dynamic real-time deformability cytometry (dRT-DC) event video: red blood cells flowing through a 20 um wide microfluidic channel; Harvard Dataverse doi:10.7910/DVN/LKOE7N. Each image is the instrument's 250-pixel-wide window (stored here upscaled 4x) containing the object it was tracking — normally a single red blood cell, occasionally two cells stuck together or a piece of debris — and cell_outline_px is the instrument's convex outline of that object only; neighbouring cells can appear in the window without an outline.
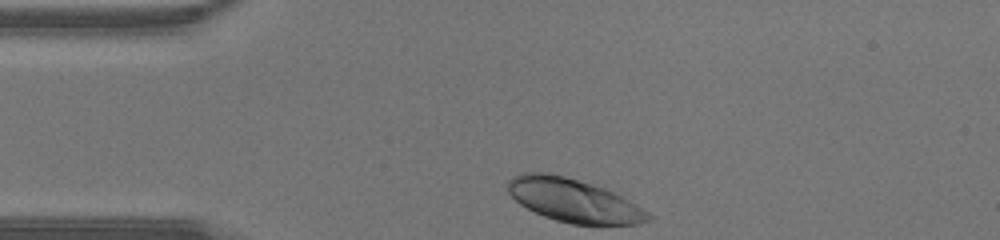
{"species": "human", "species_latin": "Homo sapiens", "temperature_condition": "warm", "stored_images_in_passage": 27, "camera_frame_rate_fps": 3000, "um_per_image_px": 0.085, "donor": {"sex": "male"}, "frame": {"image": 1, "passage_image": 1, "time_ms": 0.0, "image_size_px": [1000, 240], "cell_outline_px": [[652, 216], [648, 220], [636, 224], [572, 224], [556, 220], [544, 216], [520, 204], [508, 192], [508, 180], [512, 176], [520, 172], [544, 172], [564, 176], [592, 184], [604, 188], [636, 204], [648, 212]], "centroid_in_image_um": [48.72, 17.02], "position_along_channel_um": 36.3, "area_um2": 35.03}}
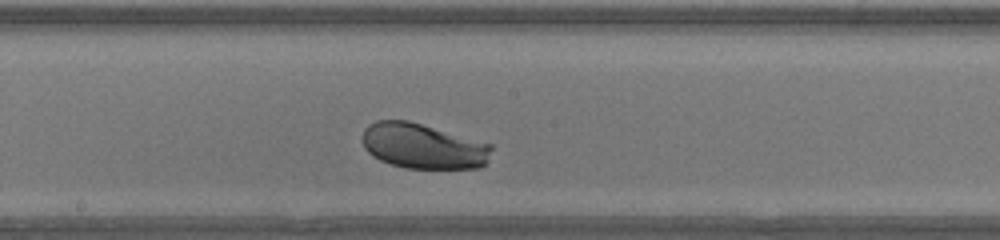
{"frame": {"image": 2, "passage_image": 15, "time_ms": 4.667, "image_size_px": [1000, 240], "cell_outline_px": [[492, 148], [488, 160], [480, 168], [404, 168], [380, 160], [372, 156], [364, 148], [364, 128], [368, 124], [376, 120], [408, 120], [492, 144]], "centroid_in_image_um": [35.96, 12.42], "position_along_channel_um": 212.2, "area_um2": 33.99}}
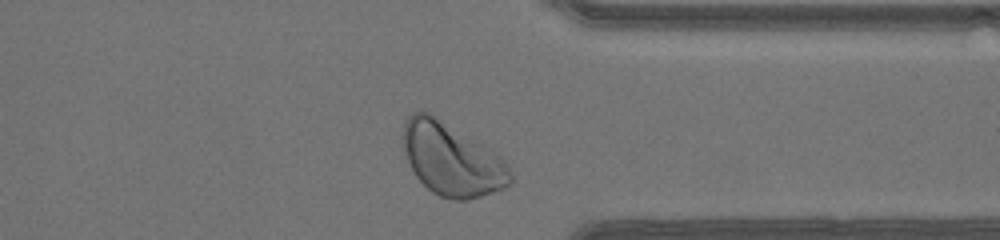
{"frame": {"image": 3, "passage_image": 26, "time_ms": 8.333, "image_size_px": [1000, 240], "cell_outline_px": [[512, 180], [504, 188], [468, 200], [452, 200], [440, 196], [432, 192], [416, 176], [408, 160], [400, 136], [404, 124], [408, 116], [412, 112], [428, 112], [436, 116], [492, 148], [504, 160], [512, 172]], "centroid_in_image_um": [38.4, 13.52], "position_along_channel_um": 373.0, "area_um2": 45.72}}